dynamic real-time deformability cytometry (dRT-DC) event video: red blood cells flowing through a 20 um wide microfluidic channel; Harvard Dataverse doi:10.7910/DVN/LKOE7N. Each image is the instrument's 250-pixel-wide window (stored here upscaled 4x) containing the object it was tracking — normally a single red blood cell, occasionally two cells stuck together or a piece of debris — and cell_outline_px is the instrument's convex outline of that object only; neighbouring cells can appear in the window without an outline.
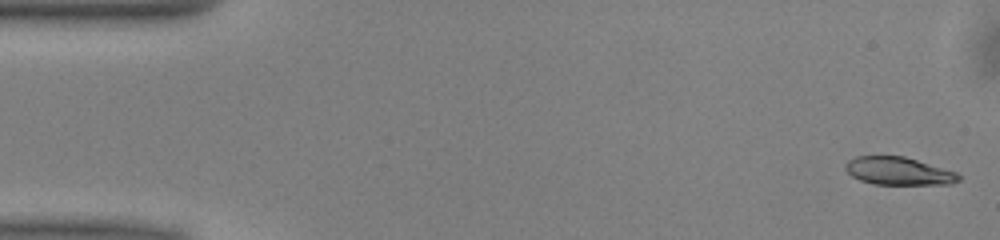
{"species": "common noctule bat (a hibernating species)", "species_latin": "Nyctalus noctula", "temperature_condition": "warm", "stored_images_in_passage": 50, "camera_frame_rate_fps": 3000, "um_per_image_px": 0.085, "animal": {"sex": "male", "body_mass_g": 13.0, "forearm_length_mm": 53.1}, "frame": {"image": 1, "passage_image": 1, "time_ms": 0.0, "image_size_px": [1000, 240], "cell_outline_px": [[960, 180], [952, 184], [876, 184], [860, 180], [852, 176], [844, 168], [844, 164], [848, 160], [856, 156], [904, 156], [956, 172], [960, 176]], "centroid_in_image_um": [76.35, 14.54], "position_along_channel_um": 8.6, "area_um2": 18.26}}
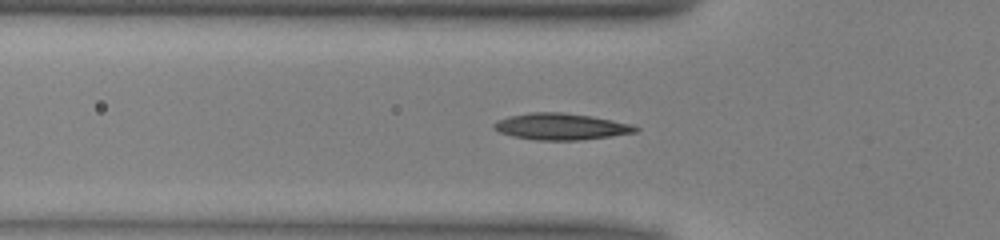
{"frame": {"image": 2, "passage_image": 16, "time_ms": 5.0, "image_size_px": [1000, 240], "cell_outline_px": [[640, 128], [636, 132], [612, 136], [580, 140], [536, 140], [512, 136], [500, 132], [492, 128], [492, 124], [496, 120], [508, 116], [528, 112], [564, 112], [592, 116], [632, 124]], "centroid_in_image_um": [47.65, 10.75], "position_along_channel_um": 78.1, "area_um2": 22.08}}
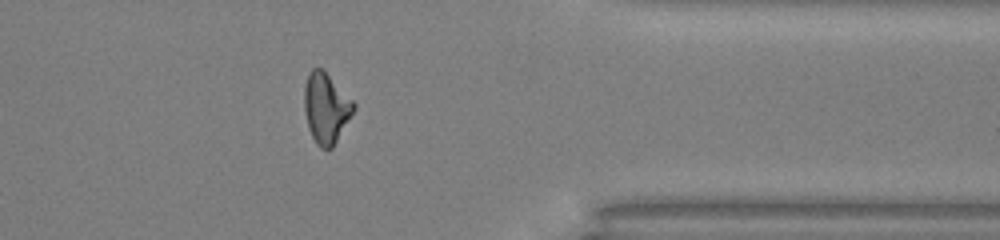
{"frame": {"image": 3, "passage_image": 40, "time_ms": 13.0, "image_size_px": [1000, 240], "cell_outline_px": [[356, 108], [332, 148], [320, 148], [316, 144], [308, 128], [304, 112], [304, 88], [308, 72], [312, 68], [320, 68], [356, 104]], "centroid_in_image_um": [27.69, 9.21], "position_along_channel_um": 383.7, "area_um2": 19.94}, "authors_computed_cell_mechanics": {"area_um2": 19.9699, "velocity_mm_per_s": 4.0241, "shape_relaxation_time_tau1_ms": 6.5809, "shape_relaxation_time_tau2_ms": 2.5511, "deformation_change_tau1": 0.2053, "deformation_change_tau2": 0.0994}}